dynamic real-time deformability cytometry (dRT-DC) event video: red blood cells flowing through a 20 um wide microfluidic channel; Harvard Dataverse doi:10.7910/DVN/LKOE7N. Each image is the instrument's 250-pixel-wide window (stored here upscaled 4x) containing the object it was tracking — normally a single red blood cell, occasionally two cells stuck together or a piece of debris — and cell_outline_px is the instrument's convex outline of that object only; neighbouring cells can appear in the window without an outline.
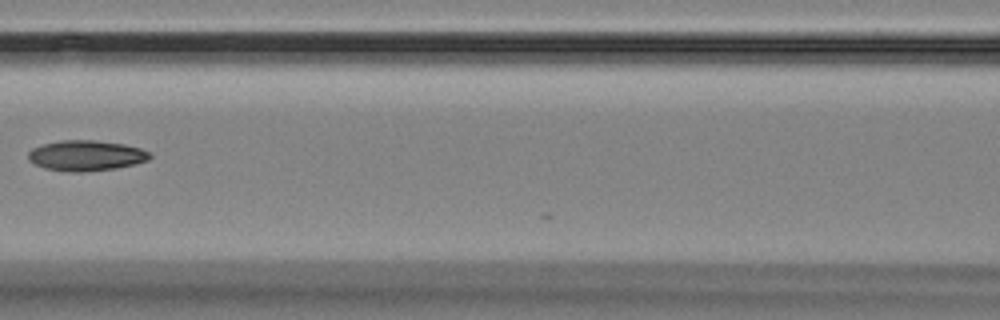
{"species": "Egyptian fruit bat (a non-hibernating species)", "species_latin": "Rousettus aegyptiacus", "temperature_condition": "room temperature", "stored_images_in_passage": 5, "camera_frame_rate_fps": 3000, "um_per_image_px": 0.085, "animal": {"sex": "female"}, "frame": {"image": 1, "passage_image": 5, "time_ms": 4.667, "image_size_px": [1000, 320], "cell_outline_px": [[152, 156], [148, 160], [136, 164], [116, 168], [80, 172], [72, 172], [44, 168], [28, 160], [28, 152], [32, 148], [44, 144], [60, 140], [92, 140], [124, 144], [140, 148], [152, 152]], "centroid_in_image_um": [7.34, 13.22], "position_along_channel_um": 159.3, "area_um2": 21.62}}